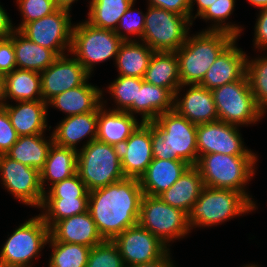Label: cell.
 Here are the masks:
<instances>
[{
	"mask_svg": "<svg viewBox=\"0 0 267 267\" xmlns=\"http://www.w3.org/2000/svg\"><path fill=\"white\" fill-rule=\"evenodd\" d=\"M174 110V94L166 88H161L143 82L138 89L137 102L126 111L132 116L141 113L142 123L154 121L159 115Z\"/></svg>",
	"mask_w": 267,
	"mask_h": 267,
	"instance_id": "25",
	"label": "cell"
},
{
	"mask_svg": "<svg viewBox=\"0 0 267 267\" xmlns=\"http://www.w3.org/2000/svg\"><path fill=\"white\" fill-rule=\"evenodd\" d=\"M151 124L153 159L198 162L197 125L175 110L162 113Z\"/></svg>",
	"mask_w": 267,
	"mask_h": 267,
	"instance_id": "2",
	"label": "cell"
},
{
	"mask_svg": "<svg viewBox=\"0 0 267 267\" xmlns=\"http://www.w3.org/2000/svg\"><path fill=\"white\" fill-rule=\"evenodd\" d=\"M17 105L14 107L5 102L2 107L7 111L18 136L43 134L47 127V102L19 101Z\"/></svg>",
	"mask_w": 267,
	"mask_h": 267,
	"instance_id": "23",
	"label": "cell"
},
{
	"mask_svg": "<svg viewBox=\"0 0 267 267\" xmlns=\"http://www.w3.org/2000/svg\"><path fill=\"white\" fill-rule=\"evenodd\" d=\"M252 5L257 7L264 8L267 7V0H248Z\"/></svg>",
	"mask_w": 267,
	"mask_h": 267,
	"instance_id": "53",
	"label": "cell"
},
{
	"mask_svg": "<svg viewBox=\"0 0 267 267\" xmlns=\"http://www.w3.org/2000/svg\"><path fill=\"white\" fill-rule=\"evenodd\" d=\"M49 227L39 214L21 224L5 242L0 252V267H31L30 261L39 256L48 244Z\"/></svg>",
	"mask_w": 267,
	"mask_h": 267,
	"instance_id": "11",
	"label": "cell"
},
{
	"mask_svg": "<svg viewBox=\"0 0 267 267\" xmlns=\"http://www.w3.org/2000/svg\"><path fill=\"white\" fill-rule=\"evenodd\" d=\"M154 51L146 44L136 40H125L116 56L119 76L144 78Z\"/></svg>",
	"mask_w": 267,
	"mask_h": 267,
	"instance_id": "33",
	"label": "cell"
},
{
	"mask_svg": "<svg viewBox=\"0 0 267 267\" xmlns=\"http://www.w3.org/2000/svg\"><path fill=\"white\" fill-rule=\"evenodd\" d=\"M255 208L239 191L204 187L188 214V225L190 230L194 226L217 225Z\"/></svg>",
	"mask_w": 267,
	"mask_h": 267,
	"instance_id": "6",
	"label": "cell"
},
{
	"mask_svg": "<svg viewBox=\"0 0 267 267\" xmlns=\"http://www.w3.org/2000/svg\"><path fill=\"white\" fill-rule=\"evenodd\" d=\"M53 241L94 247L104 241L89 211L56 222L49 229Z\"/></svg>",
	"mask_w": 267,
	"mask_h": 267,
	"instance_id": "19",
	"label": "cell"
},
{
	"mask_svg": "<svg viewBox=\"0 0 267 267\" xmlns=\"http://www.w3.org/2000/svg\"><path fill=\"white\" fill-rule=\"evenodd\" d=\"M203 179L196 166H190L185 173L159 197L168 205L181 209L187 215L198 200L204 188Z\"/></svg>",
	"mask_w": 267,
	"mask_h": 267,
	"instance_id": "26",
	"label": "cell"
},
{
	"mask_svg": "<svg viewBox=\"0 0 267 267\" xmlns=\"http://www.w3.org/2000/svg\"><path fill=\"white\" fill-rule=\"evenodd\" d=\"M211 91L220 121L238 127L255 123L264 115L255 102L247 75Z\"/></svg>",
	"mask_w": 267,
	"mask_h": 267,
	"instance_id": "8",
	"label": "cell"
},
{
	"mask_svg": "<svg viewBox=\"0 0 267 267\" xmlns=\"http://www.w3.org/2000/svg\"><path fill=\"white\" fill-rule=\"evenodd\" d=\"M42 100L48 102L57 94L82 85L90 74L76 58L58 56L55 61L40 73Z\"/></svg>",
	"mask_w": 267,
	"mask_h": 267,
	"instance_id": "16",
	"label": "cell"
},
{
	"mask_svg": "<svg viewBox=\"0 0 267 267\" xmlns=\"http://www.w3.org/2000/svg\"><path fill=\"white\" fill-rule=\"evenodd\" d=\"M234 40L213 62L199 84L209 90L242 79L246 75L247 55Z\"/></svg>",
	"mask_w": 267,
	"mask_h": 267,
	"instance_id": "18",
	"label": "cell"
},
{
	"mask_svg": "<svg viewBox=\"0 0 267 267\" xmlns=\"http://www.w3.org/2000/svg\"><path fill=\"white\" fill-rule=\"evenodd\" d=\"M133 4L126 10V12L121 16L118 26L115 29V33L122 40H130L127 35H124L120 30H125L127 34L138 35L142 37L145 24V15L142 12H138L134 15L135 10H132ZM134 12V13H133ZM135 16V17H134Z\"/></svg>",
	"mask_w": 267,
	"mask_h": 267,
	"instance_id": "43",
	"label": "cell"
},
{
	"mask_svg": "<svg viewBox=\"0 0 267 267\" xmlns=\"http://www.w3.org/2000/svg\"><path fill=\"white\" fill-rule=\"evenodd\" d=\"M197 2V13L196 16H192V7H193V2ZM216 0H191V6H190V20L195 19L197 16H200L211 4H213ZM193 17V18H192Z\"/></svg>",
	"mask_w": 267,
	"mask_h": 267,
	"instance_id": "50",
	"label": "cell"
},
{
	"mask_svg": "<svg viewBox=\"0 0 267 267\" xmlns=\"http://www.w3.org/2000/svg\"><path fill=\"white\" fill-rule=\"evenodd\" d=\"M235 7V0H216L211 4L199 17L205 20H214L216 25L209 27L207 30L225 31L236 38L240 36L241 27L225 24V20L229 18ZM224 22V23H222Z\"/></svg>",
	"mask_w": 267,
	"mask_h": 267,
	"instance_id": "39",
	"label": "cell"
},
{
	"mask_svg": "<svg viewBox=\"0 0 267 267\" xmlns=\"http://www.w3.org/2000/svg\"><path fill=\"white\" fill-rule=\"evenodd\" d=\"M76 0H55L57 6L59 8H65L67 10H70L71 4L75 2Z\"/></svg>",
	"mask_w": 267,
	"mask_h": 267,
	"instance_id": "51",
	"label": "cell"
},
{
	"mask_svg": "<svg viewBox=\"0 0 267 267\" xmlns=\"http://www.w3.org/2000/svg\"><path fill=\"white\" fill-rule=\"evenodd\" d=\"M190 166L182 160L153 159L139 179L143 194L159 196L169 189Z\"/></svg>",
	"mask_w": 267,
	"mask_h": 267,
	"instance_id": "22",
	"label": "cell"
},
{
	"mask_svg": "<svg viewBox=\"0 0 267 267\" xmlns=\"http://www.w3.org/2000/svg\"><path fill=\"white\" fill-rule=\"evenodd\" d=\"M102 91L87 83V80L80 86L57 94L47 102L60 111L67 113V116L93 112L102 102Z\"/></svg>",
	"mask_w": 267,
	"mask_h": 267,
	"instance_id": "27",
	"label": "cell"
},
{
	"mask_svg": "<svg viewBox=\"0 0 267 267\" xmlns=\"http://www.w3.org/2000/svg\"><path fill=\"white\" fill-rule=\"evenodd\" d=\"M89 197H44L40 214L49 229L58 221L88 211ZM47 209V210H46Z\"/></svg>",
	"mask_w": 267,
	"mask_h": 267,
	"instance_id": "35",
	"label": "cell"
},
{
	"mask_svg": "<svg viewBox=\"0 0 267 267\" xmlns=\"http://www.w3.org/2000/svg\"><path fill=\"white\" fill-rule=\"evenodd\" d=\"M36 95V96H35ZM42 100L41 75L39 72L16 68L4 75V101Z\"/></svg>",
	"mask_w": 267,
	"mask_h": 267,
	"instance_id": "31",
	"label": "cell"
},
{
	"mask_svg": "<svg viewBox=\"0 0 267 267\" xmlns=\"http://www.w3.org/2000/svg\"><path fill=\"white\" fill-rule=\"evenodd\" d=\"M257 156H233L219 153L202 155L196 164L205 187L233 189L241 192L254 206L245 192V185L251 179Z\"/></svg>",
	"mask_w": 267,
	"mask_h": 267,
	"instance_id": "4",
	"label": "cell"
},
{
	"mask_svg": "<svg viewBox=\"0 0 267 267\" xmlns=\"http://www.w3.org/2000/svg\"><path fill=\"white\" fill-rule=\"evenodd\" d=\"M143 78L119 76L108 87L118 107L114 111H127L134 102H137L138 89L141 88Z\"/></svg>",
	"mask_w": 267,
	"mask_h": 267,
	"instance_id": "38",
	"label": "cell"
},
{
	"mask_svg": "<svg viewBox=\"0 0 267 267\" xmlns=\"http://www.w3.org/2000/svg\"><path fill=\"white\" fill-rule=\"evenodd\" d=\"M77 151L52 144L44 168L40 171V183L44 192L46 180L50 181L52 186L77 173Z\"/></svg>",
	"mask_w": 267,
	"mask_h": 267,
	"instance_id": "30",
	"label": "cell"
},
{
	"mask_svg": "<svg viewBox=\"0 0 267 267\" xmlns=\"http://www.w3.org/2000/svg\"><path fill=\"white\" fill-rule=\"evenodd\" d=\"M48 141L43 138V134L19 136L6 155L40 172L44 168L49 149L53 144L52 136Z\"/></svg>",
	"mask_w": 267,
	"mask_h": 267,
	"instance_id": "32",
	"label": "cell"
},
{
	"mask_svg": "<svg viewBox=\"0 0 267 267\" xmlns=\"http://www.w3.org/2000/svg\"><path fill=\"white\" fill-rule=\"evenodd\" d=\"M53 247L49 267H86L91 247L53 241L50 237L48 243Z\"/></svg>",
	"mask_w": 267,
	"mask_h": 267,
	"instance_id": "36",
	"label": "cell"
},
{
	"mask_svg": "<svg viewBox=\"0 0 267 267\" xmlns=\"http://www.w3.org/2000/svg\"><path fill=\"white\" fill-rule=\"evenodd\" d=\"M18 137L7 111L3 107H0V155L6 154L17 142Z\"/></svg>",
	"mask_w": 267,
	"mask_h": 267,
	"instance_id": "44",
	"label": "cell"
},
{
	"mask_svg": "<svg viewBox=\"0 0 267 267\" xmlns=\"http://www.w3.org/2000/svg\"><path fill=\"white\" fill-rule=\"evenodd\" d=\"M237 38L225 31L205 30L186 38L175 51L181 86L200 84L217 57Z\"/></svg>",
	"mask_w": 267,
	"mask_h": 267,
	"instance_id": "3",
	"label": "cell"
},
{
	"mask_svg": "<svg viewBox=\"0 0 267 267\" xmlns=\"http://www.w3.org/2000/svg\"><path fill=\"white\" fill-rule=\"evenodd\" d=\"M189 86L183 99L174 98V110L195 125L218 121L212 91L199 84Z\"/></svg>",
	"mask_w": 267,
	"mask_h": 267,
	"instance_id": "20",
	"label": "cell"
},
{
	"mask_svg": "<svg viewBox=\"0 0 267 267\" xmlns=\"http://www.w3.org/2000/svg\"><path fill=\"white\" fill-rule=\"evenodd\" d=\"M245 267H258V266H256V265H248V266H245Z\"/></svg>",
	"mask_w": 267,
	"mask_h": 267,
	"instance_id": "54",
	"label": "cell"
},
{
	"mask_svg": "<svg viewBox=\"0 0 267 267\" xmlns=\"http://www.w3.org/2000/svg\"><path fill=\"white\" fill-rule=\"evenodd\" d=\"M123 41L115 31L97 28L85 21L73 26L70 52L91 74L96 63L116 58Z\"/></svg>",
	"mask_w": 267,
	"mask_h": 267,
	"instance_id": "7",
	"label": "cell"
},
{
	"mask_svg": "<svg viewBox=\"0 0 267 267\" xmlns=\"http://www.w3.org/2000/svg\"><path fill=\"white\" fill-rule=\"evenodd\" d=\"M143 79L149 84L169 89L174 98H178L181 81L176 53L154 52Z\"/></svg>",
	"mask_w": 267,
	"mask_h": 267,
	"instance_id": "28",
	"label": "cell"
},
{
	"mask_svg": "<svg viewBox=\"0 0 267 267\" xmlns=\"http://www.w3.org/2000/svg\"><path fill=\"white\" fill-rule=\"evenodd\" d=\"M13 47L18 69L41 73L58 57L52 50L32 42L16 29L13 32Z\"/></svg>",
	"mask_w": 267,
	"mask_h": 267,
	"instance_id": "29",
	"label": "cell"
},
{
	"mask_svg": "<svg viewBox=\"0 0 267 267\" xmlns=\"http://www.w3.org/2000/svg\"><path fill=\"white\" fill-rule=\"evenodd\" d=\"M255 42L256 48L267 49V7L261 8L259 17L255 25Z\"/></svg>",
	"mask_w": 267,
	"mask_h": 267,
	"instance_id": "47",
	"label": "cell"
},
{
	"mask_svg": "<svg viewBox=\"0 0 267 267\" xmlns=\"http://www.w3.org/2000/svg\"><path fill=\"white\" fill-rule=\"evenodd\" d=\"M44 197H89V191L76 173L63 181L54 183L50 190L44 193Z\"/></svg>",
	"mask_w": 267,
	"mask_h": 267,
	"instance_id": "42",
	"label": "cell"
},
{
	"mask_svg": "<svg viewBox=\"0 0 267 267\" xmlns=\"http://www.w3.org/2000/svg\"><path fill=\"white\" fill-rule=\"evenodd\" d=\"M17 68L15 50L13 47V33L10 37L0 38V73L3 75Z\"/></svg>",
	"mask_w": 267,
	"mask_h": 267,
	"instance_id": "45",
	"label": "cell"
},
{
	"mask_svg": "<svg viewBox=\"0 0 267 267\" xmlns=\"http://www.w3.org/2000/svg\"><path fill=\"white\" fill-rule=\"evenodd\" d=\"M143 195L136 178H125L89 191L88 211L104 240H113L138 224Z\"/></svg>",
	"mask_w": 267,
	"mask_h": 267,
	"instance_id": "1",
	"label": "cell"
},
{
	"mask_svg": "<svg viewBox=\"0 0 267 267\" xmlns=\"http://www.w3.org/2000/svg\"><path fill=\"white\" fill-rule=\"evenodd\" d=\"M21 14L22 23L15 28L20 30L25 24L48 16L59 9L55 0H17Z\"/></svg>",
	"mask_w": 267,
	"mask_h": 267,
	"instance_id": "41",
	"label": "cell"
},
{
	"mask_svg": "<svg viewBox=\"0 0 267 267\" xmlns=\"http://www.w3.org/2000/svg\"><path fill=\"white\" fill-rule=\"evenodd\" d=\"M246 75L255 102L265 113L267 108V55L251 61L247 59Z\"/></svg>",
	"mask_w": 267,
	"mask_h": 267,
	"instance_id": "37",
	"label": "cell"
},
{
	"mask_svg": "<svg viewBox=\"0 0 267 267\" xmlns=\"http://www.w3.org/2000/svg\"><path fill=\"white\" fill-rule=\"evenodd\" d=\"M14 30L8 14L0 5V38L10 37Z\"/></svg>",
	"mask_w": 267,
	"mask_h": 267,
	"instance_id": "48",
	"label": "cell"
},
{
	"mask_svg": "<svg viewBox=\"0 0 267 267\" xmlns=\"http://www.w3.org/2000/svg\"><path fill=\"white\" fill-rule=\"evenodd\" d=\"M149 6L165 9L190 19L191 0H149Z\"/></svg>",
	"mask_w": 267,
	"mask_h": 267,
	"instance_id": "46",
	"label": "cell"
},
{
	"mask_svg": "<svg viewBox=\"0 0 267 267\" xmlns=\"http://www.w3.org/2000/svg\"><path fill=\"white\" fill-rule=\"evenodd\" d=\"M86 267H126L117 245L104 240L91 248Z\"/></svg>",
	"mask_w": 267,
	"mask_h": 267,
	"instance_id": "40",
	"label": "cell"
},
{
	"mask_svg": "<svg viewBox=\"0 0 267 267\" xmlns=\"http://www.w3.org/2000/svg\"><path fill=\"white\" fill-rule=\"evenodd\" d=\"M103 105L98 106L96 140L120 148L141 123L126 111H107Z\"/></svg>",
	"mask_w": 267,
	"mask_h": 267,
	"instance_id": "21",
	"label": "cell"
},
{
	"mask_svg": "<svg viewBox=\"0 0 267 267\" xmlns=\"http://www.w3.org/2000/svg\"><path fill=\"white\" fill-rule=\"evenodd\" d=\"M98 107L89 113L66 116L52 133L53 143L77 150L76 145L90 135L89 142L97 137Z\"/></svg>",
	"mask_w": 267,
	"mask_h": 267,
	"instance_id": "24",
	"label": "cell"
},
{
	"mask_svg": "<svg viewBox=\"0 0 267 267\" xmlns=\"http://www.w3.org/2000/svg\"><path fill=\"white\" fill-rule=\"evenodd\" d=\"M112 241L117 245L125 266L158 260L169 250L164 243L139 224L127 228Z\"/></svg>",
	"mask_w": 267,
	"mask_h": 267,
	"instance_id": "15",
	"label": "cell"
},
{
	"mask_svg": "<svg viewBox=\"0 0 267 267\" xmlns=\"http://www.w3.org/2000/svg\"><path fill=\"white\" fill-rule=\"evenodd\" d=\"M120 157L124 176L140 179L153 160L150 123L141 122L120 147Z\"/></svg>",
	"mask_w": 267,
	"mask_h": 267,
	"instance_id": "17",
	"label": "cell"
},
{
	"mask_svg": "<svg viewBox=\"0 0 267 267\" xmlns=\"http://www.w3.org/2000/svg\"><path fill=\"white\" fill-rule=\"evenodd\" d=\"M169 250L158 260L142 263V264H135L126 267H174L172 260L169 256Z\"/></svg>",
	"mask_w": 267,
	"mask_h": 267,
	"instance_id": "49",
	"label": "cell"
},
{
	"mask_svg": "<svg viewBox=\"0 0 267 267\" xmlns=\"http://www.w3.org/2000/svg\"><path fill=\"white\" fill-rule=\"evenodd\" d=\"M0 174L2 184L22 203L40 208L44 191L40 183V172L32 167L0 155Z\"/></svg>",
	"mask_w": 267,
	"mask_h": 267,
	"instance_id": "13",
	"label": "cell"
},
{
	"mask_svg": "<svg viewBox=\"0 0 267 267\" xmlns=\"http://www.w3.org/2000/svg\"><path fill=\"white\" fill-rule=\"evenodd\" d=\"M138 224L166 246L190 231L188 215L181 209L168 205L159 196H142Z\"/></svg>",
	"mask_w": 267,
	"mask_h": 267,
	"instance_id": "10",
	"label": "cell"
},
{
	"mask_svg": "<svg viewBox=\"0 0 267 267\" xmlns=\"http://www.w3.org/2000/svg\"><path fill=\"white\" fill-rule=\"evenodd\" d=\"M79 150L77 173L88 191L126 178L121 168L119 147L93 140Z\"/></svg>",
	"mask_w": 267,
	"mask_h": 267,
	"instance_id": "5",
	"label": "cell"
},
{
	"mask_svg": "<svg viewBox=\"0 0 267 267\" xmlns=\"http://www.w3.org/2000/svg\"><path fill=\"white\" fill-rule=\"evenodd\" d=\"M135 0H92L88 22L90 25L115 31L121 16Z\"/></svg>",
	"mask_w": 267,
	"mask_h": 267,
	"instance_id": "34",
	"label": "cell"
},
{
	"mask_svg": "<svg viewBox=\"0 0 267 267\" xmlns=\"http://www.w3.org/2000/svg\"><path fill=\"white\" fill-rule=\"evenodd\" d=\"M70 10L59 8L54 13L25 24L19 31L32 42L52 50L57 56L70 52L72 24ZM68 47V48H67Z\"/></svg>",
	"mask_w": 267,
	"mask_h": 267,
	"instance_id": "12",
	"label": "cell"
},
{
	"mask_svg": "<svg viewBox=\"0 0 267 267\" xmlns=\"http://www.w3.org/2000/svg\"><path fill=\"white\" fill-rule=\"evenodd\" d=\"M192 22L187 16L148 6L141 40L154 52H175L186 41Z\"/></svg>",
	"mask_w": 267,
	"mask_h": 267,
	"instance_id": "9",
	"label": "cell"
},
{
	"mask_svg": "<svg viewBox=\"0 0 267 267\" xmlns=\"http://www.w3.org/2000/svg\"><path fill=\"white\" fill-rule=\"evenodd\" d=\"M242 144V137L237 126L229 125L220 120L197 125L198 159L209 153L256 156Z\"/></svg>",
	"mask_w": 267,
	"mask_h": 267,
	"instance_id": "14",
	"label": "cell"
},
{
	"mask_svg": "<svg viewBox=\"0 0 267 267\" xmlns=\"http://www.w3.org/2000/svg\"><path fill=\"white\" fill-rule=\"evenodd\" d=\"M4 104V75L0 73V107Z\"/></svg>",
	"mask_w": 267,
	"mask_h": 267,
	"instance_id": "52",
	"label": "cell"
}]
</instances>
